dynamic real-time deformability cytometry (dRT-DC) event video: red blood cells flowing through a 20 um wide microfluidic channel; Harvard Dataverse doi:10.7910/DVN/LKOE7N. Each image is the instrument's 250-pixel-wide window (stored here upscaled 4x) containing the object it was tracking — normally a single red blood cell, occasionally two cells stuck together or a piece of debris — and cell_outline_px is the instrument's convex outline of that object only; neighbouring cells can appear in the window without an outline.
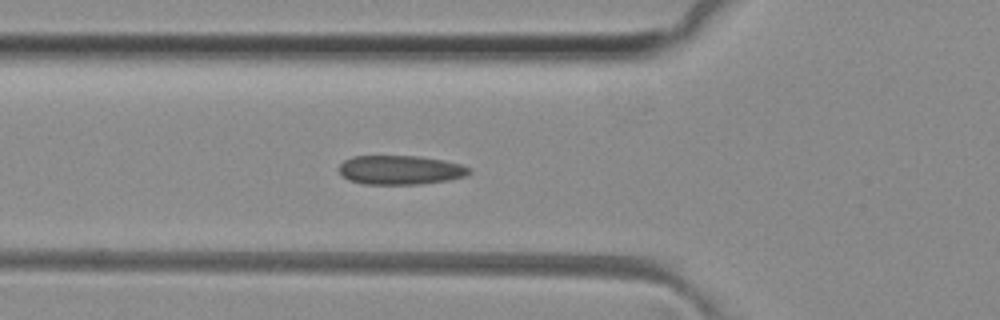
{"species": "common noctule bat (a hibernating species)", "species_latin": "Nyctalus noctula", "temperature_condition": "room temperature", "stored_images_in_passage": 36, "camera_frame_rate_fps": 3000, "um_per_image_px": 0.085, "animal": {"sex": "female", "body_mass_g": 29.2, "forearm_length_mm": 56.3}, "frame": {"image": 1, "passage_image": 2, "time_ms": 0.333, "image_size_px": [1000, 320], "cell_outline_px": [[472, 172], [464, 176], [448, 180], [420, 184], [364, 184], [348, 180], [336, 168], [344, 160], [352, 156], [420, 156], [444, 160], [460, 164], [472, 168]], "centroid_in_image_um": [34.02, 14.44], "position_along_channel_um": 91.8, "area_um2": 22.25}}
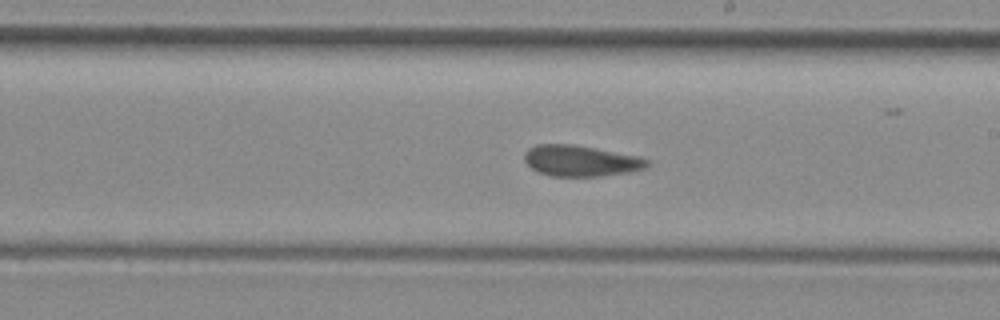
{"frame": {"image": 2, "passage_image": 13, "time_ms": 4.0, "image_size_px": [1000, 320], "cell_outline_px": [[652, 164], [648, 168], [628, 172], [600, 176], [552, 176], [540, 172], [532, 168], [524, 160], [524, 152], [528, 148], [536, 144], [572, 144], [640, 156], [648, 160]], "centroid_in_image_um": [49.39, 13.66], "position_along_channel_um": 239.6, "area_um2": 22.25}}
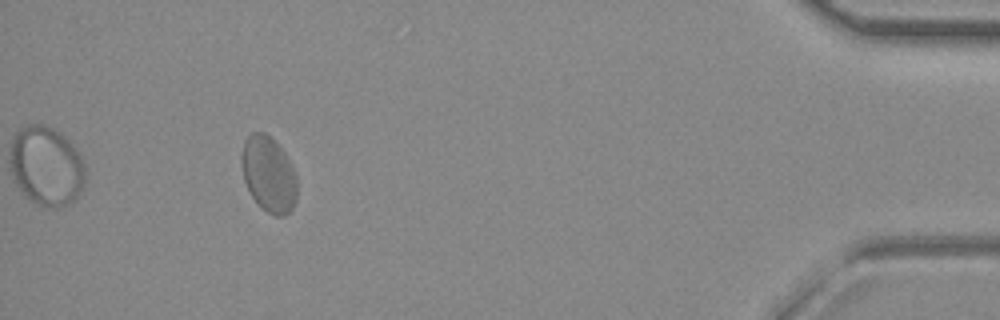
{"frame": {"image": 3, "passage_image": 31, "time_ms": 10.0, "image_size_px": [1000, 320], "cell_outline_px": [[296, 200], [292, 208], [284, 216], [276, 216], [268, 212], [252, 196], [244, 180], [240, 160], [240, 156], [244, 140], [252, 132], [264, 132], [284, 152], [292, 164], [296, 172]], "centroid_in_image_um": [22.83, 14.79], "position_along_channel_um": 412.4, "area_um2": 24.28}}